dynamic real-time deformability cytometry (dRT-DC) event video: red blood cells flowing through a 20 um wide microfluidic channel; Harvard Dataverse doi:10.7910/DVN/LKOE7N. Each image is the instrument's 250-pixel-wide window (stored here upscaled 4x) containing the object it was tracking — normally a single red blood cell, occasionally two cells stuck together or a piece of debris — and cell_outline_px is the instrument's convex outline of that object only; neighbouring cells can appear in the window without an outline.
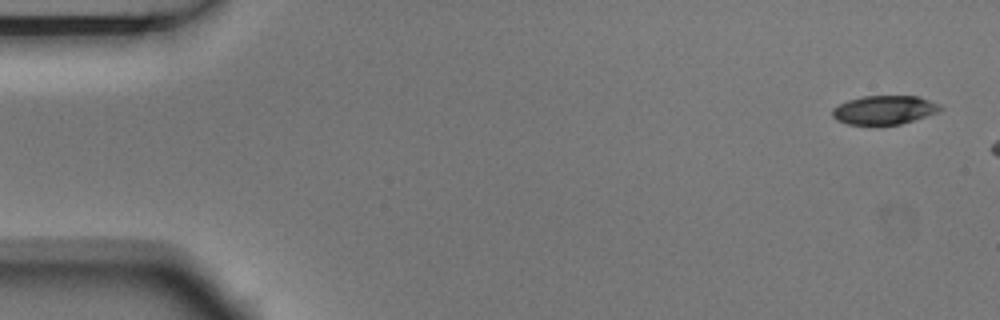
{"species": "Egyptian fruit bat (a non-hibernating species)", "species_latin": "Rousettus aegyptiacus", "temperature_condition": "room temperature", "stored_images_in_passage": 3, "camera_frame_rate_fps": 3000, "um_per_image_px": 0.085, "animal": {"sex": "male"}, "frame": {"image": 1, "passage_image": 1, "time_ms": 0.0, "image_size_px": [1000, 320], "cell_outline_px": [[944, 108], [940, 112], [900, 124], [848, 124], [836, 120], [832, 116], [832, 108], [848, 100], [864, 96], [916, 96], [940, 104]], "centroid_in_image_um": [75.18, 9.34], "position_along_channel_um": 9.8, "area_um2": 18.03}}